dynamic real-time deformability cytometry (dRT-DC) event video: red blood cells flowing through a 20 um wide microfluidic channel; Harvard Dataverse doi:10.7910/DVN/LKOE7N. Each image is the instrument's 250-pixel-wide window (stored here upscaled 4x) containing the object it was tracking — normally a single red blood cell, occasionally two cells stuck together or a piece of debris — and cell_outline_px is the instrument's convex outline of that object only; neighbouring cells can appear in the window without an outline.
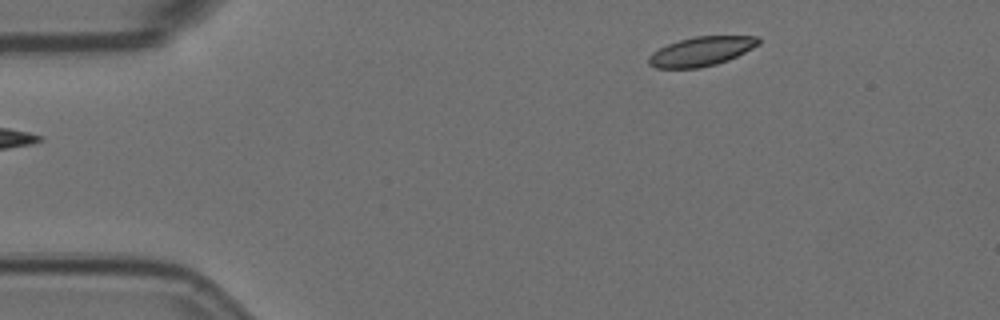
{"species": "Egyptian fruit bat (a non-hibernating species)", "species_latin": "Rousettus aegyptiacus", "temperature_condition": "room temperature", "stored_images_in_passage": 5, "segment_of_instrument_passage": [2, 2], "camera_frame_rate_fps": 3000, "um_per_image_px": 0.085, "animal": {"sex": "female"}, "frame": {"image": 1, "passage_image": 5, "time_ms": 1.333, "image_size_px": [1000, 320], "cell_outline_px": [[760, 44], [728, 60], [716, 64], [700, 68], [656, 68], [648, 64], [648, 56], [652, 52], [668, 44], [680, 40], [696, 36], [760, 36]], "centroid_in_image_um": [59.6, 4.37], "position_along_channel_um": 25.4, "area_um2": 18.67}}